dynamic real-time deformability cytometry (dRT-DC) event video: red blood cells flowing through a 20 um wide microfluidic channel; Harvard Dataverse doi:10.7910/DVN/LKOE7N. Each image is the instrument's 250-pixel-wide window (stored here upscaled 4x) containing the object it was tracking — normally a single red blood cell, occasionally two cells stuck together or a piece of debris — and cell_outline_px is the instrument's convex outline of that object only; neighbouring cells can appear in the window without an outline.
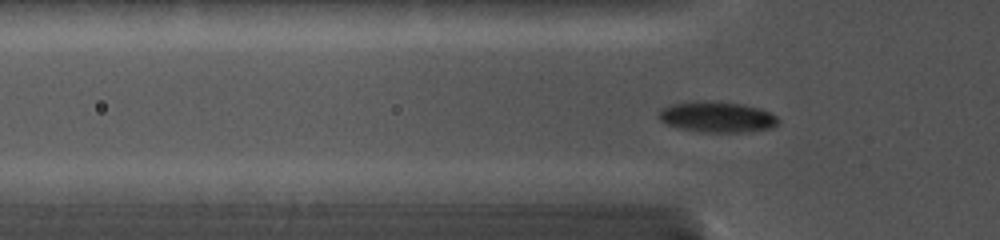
{"species": "common noctule bat (a hibernating species)", "species_latin": "Nyctalus noctula", "temperature_condition": "cold", "stored_images_in_passage": 74, "camera_frame_rate_fps": 5000, "um_per_image_px": 0.085, "animal": {"sex": "female", "body_mass_g": 19.0, "forearm_length_mm": 56.7}, "frame": {"image": 1, "passage_image": 12, "time_ms": 1.8, "image_size_px": [1000, 240], "cell_outline_px": [[780, 120], [772, 128], [748, 132], [700, 132], [680, 128], [668, 124], [660, 120], [660, 108], [668, 104], [692, 100], [716, 100], [744, 104], [760, 108], [776, 116]], "centroid_in_image_um": [60.94, 9.91], "position_along_channel_um": 64.9, "area_um2": 21.85}}
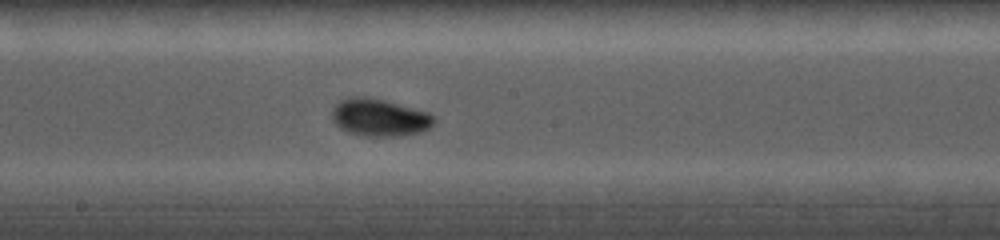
{"frame": {"image": 2, "passage_image": 34, "time_ms": 5.6, "image_size_px": [1000, 240], "cell_outline_px": [[436, 120], [428, 128], [420, 132], [396, 136], [364, 136], [348, 132], [340, 128], [332, 120], [332, 108], [340, 100], [348, 96], [364, 96], [384, 100], [428, 112], [436, 116]], "centroid_in_image_um": [32.23, 9.98], "position_along_channel_um": 216.0, "area_um2": 22.31}}
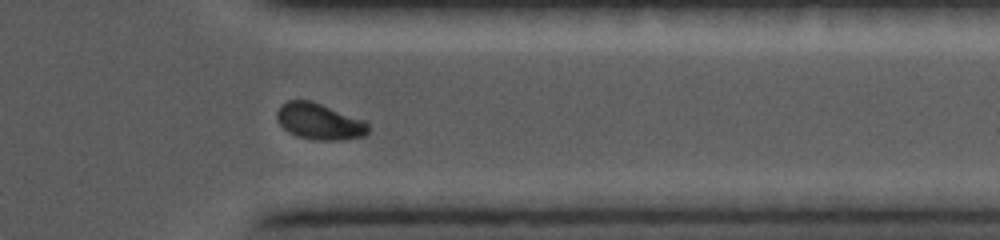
{"frame": {"image": 3, "passage_image": 67, "time_ms": 9.8, "image_size_px": [1000, 240], "cell_outline_px": [[368, 132], [364, 136], [344, 140], [316, 140], [296, 136], [288, 132], [280, 124], [276, 116], [276, 112], [280, 104], [288, 100], [312, 100], [364, 120], [368, 124]], "centroid_in_image_um": [27.13, 10.32], "position_along_channel_um": 384.3, "area_um2": 19.48}}